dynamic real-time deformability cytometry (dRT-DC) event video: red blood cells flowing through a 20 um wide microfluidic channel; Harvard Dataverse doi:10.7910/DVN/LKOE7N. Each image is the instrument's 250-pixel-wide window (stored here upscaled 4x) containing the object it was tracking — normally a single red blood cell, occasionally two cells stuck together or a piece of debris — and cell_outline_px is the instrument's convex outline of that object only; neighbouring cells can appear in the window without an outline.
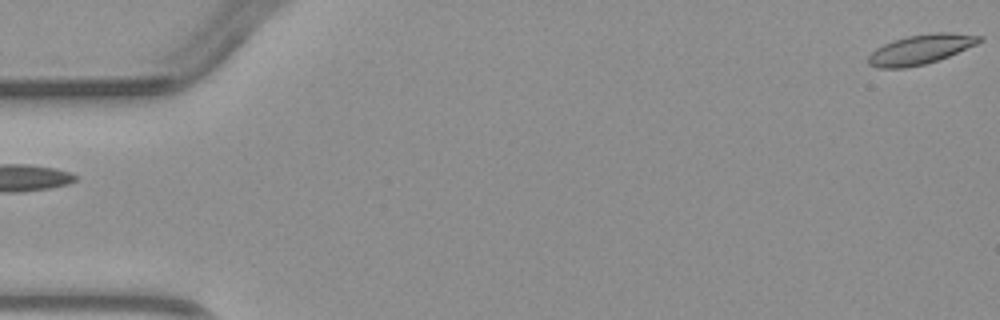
{"species": "common noctule bat (a hibernating species)", "species_latin": "Nyctalus noctula", "temperature_condition": "warm", "stored_images_in_passage": 2, "segment_of_instrument_passage": [2, 2], "camera_frame_rate_fps": 3000, "um_per_image_px": 0.085, "animal": {"sex": "male", "body_mass_g": 23.1, "forearm_length_mm": 52.7}, "frame": {"image": 1, "passage_image": 2, "time_ms": 1.0, "image_size_px": [1000, 320], "cell_outline_px": [[984, 40], [976, 44], [948, 56], [924, 64], [904, 68], [876, 68], [868, 64], [868, 56], [876, 48], [892, 40], [908, 36], [932, 32], [948, 32], [984, 36]], "centroid_in_image_um": [78.24, 4.19], "position_along_channel_um": 6.8, "area_um2": 19.13}}